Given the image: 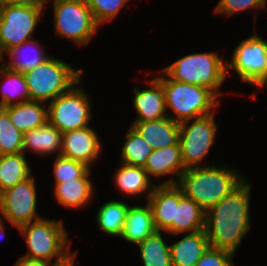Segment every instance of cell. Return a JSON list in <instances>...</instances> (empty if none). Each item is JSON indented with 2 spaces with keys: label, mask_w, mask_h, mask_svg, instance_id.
Here are the masks:
<instances>
[{
  "label": "cell",
  "mask_w": 267,
  "mask_h": 266,
  "mask_svg": "<svg viewBox=\"0 0 267 266\" xmlns=\"http://www.w3.org/2000/svg\"><path fill=\"white\" fill-rule=\"evenodd\" d=\"M246 178L205 213V231L211 247L235 254L250 230L251 184Z\"/></svg>",
  "instance_id": "6da1fadb"
},
{
  "label": "cell",
  "mask_w": 267,
  "mask_h": 266,
  "mask_svg": "<svg viewBox=\"0 0 267 266\" xmlns=\"http://www.w3.org/2000/svg\"><path fill=\"white\" fill-rule=\"evenodd\" d=\"M205 165L186 169L177 186L205 212L229 195L245 177L235 168Z\"/></svg>",
  "instance_id": "7a4b0ae2"
},
{
  "label": "cell",
  "mask_w": 267,
  "mask_h": 266,
  "mask_svg": "<svg viewBox=\"0 0 267 266\" xmlns=\"http://www.w3.org/2000/svg\"><path fill=\"white\" fill-rule=\"evenodd\" d=\"M17 230L27 243L28 253L23 257L49 263L56 258L54 265L63 266L77 255L76 252H71L68 231L61 219L41 218L20 226Z\"/></svg>",
  "instance_id": "3957f363"
},
{
  "label": "cell",
  "mask_w": 267,
  "mask_h": 266,
  "mask_svg": "<svg viewBox=\"0 0 267 266\" xmlns=\"http://www.w3.org/2000/svg\"><path fill=\"white\" fill-rule=\"evenodd\" d=\"M157 78L163 85L166 110L173 113L167 115L178 123L214 113L221 102L202 86L174 81L166 74Z\"/></svg>",
  "instance_id": "277c9868"
},
{
  "label": "cell",
  "mask_w": 267,
  "mask_h": 266,
  "mask_svg": "<svg viewBox=\"0 0 267 266\" xmlns=\"http://www.w3.org/2000/svg\"><path fill=\"white\" fill-rule=\"evenodd\" d=\"M226 62L216 52L194 53L178 59L160 72L174 81L207 88L219 99L222 95L219 89L227 78Z\"/></svg>",
  "instance_id": "5b68a950"
},
{
  "label": "cell",
  "mask_w": 267,
  "mask_h": 266,
  "mask_svg": "<svg viewBox=\"0 0 267 266\" xmlns=\"http://www.w3.org/2000/svg\"><path fill=\"white\" fill-rule=\"evenodd\" d=\"M72 66L51 56L32 70L23 73L30 100L53 101L81 82L84 70H76Z\"/></svg>",
  "instance_id": "8992f818"
},
{
  "label": "cell",
  "mask_w": 267,
  "mask_h": 266,
  "mask_svg": "<svg viewBox=\"0 0 267 266\" xmlns=\"http://www.w3.org/2000/svg\"><path fill=\"white\" fill-rule=\"evenodd\" d=\"M53 10L56 35L78 46L87 45L99 28L86 0H54Z\"/></svg>",
  "instance_id": "52a82bcc"
},
{
  "label": "cell",
  "mask_w": 267,
  "mask_h": 266,
  "mask_svg": "<svg viewBox=\"0 0 267 266\" xmlns=\"http://www.w3.org/2000/svg\"><path fill=\"white\" fill-rule=\"evenodd\" d=\"M77 85L48 101V122L62 133L88 127L92 120L90 97Z\"/></svg>",
  "instance_id": "ba28073f"
},
{
  "label": "cell",
  "mask_w": 267,
  "mask_h": 266,
  "mask_svg": "<svg viewBox=\"0 0 267 266\" xmlns=\"http://www.w3.org/2000/svg\"><path fill=\"white\" fill-rule=\"evenodd\" d=\"M213 114L179 123V143L185 169L204 167L201 162L213 146L218 128Z\"/></svg>",
  "instance_id": "9c48e42d"
},
{
  "label": "cell",
  "mask_w": 267,
  "mask_h": 266,
  "mask_svg": "<svg viewBox=\"0 0 267 266\" xmlns=\"http://www.w3.org/2000/svg\"><path fill=\"white\" fill-rule=\"evenodd\" d=\"M226 63L227 72L233 68L241 81L267 89V41L257 34L242 40Z\"/></svg>",
  "instance_id": "30bf717a"
},
{
  "label": "cell",
  "mask_w": 267,
  "mask_h": 266,
  "mask_svg": "<svg viewBox=\"0 0 267 266\" xmlns=\"http://www.w3.org/2000/svg\"><path fill=\"white\" fill-rule=\"evenodd\" d=\"M43 8L9 5L0 7V47L3 54L32 39Z\"/></svg>",
  "instance_id": "8fae6325"
},
{
  "label": "cell",
  "mask_w": 267,
  "mask_h": 266,
  "mask_svg": "<svg viewBox=\"0 0 267 266\" xmlns=\"http://www.w3.org/2000/svg\"><path fill=\"white\" fill-rule=\"evenodd\" d=\"M35 177L19 182L0 194V213L17 229L41 219L37 211Z\"/></svg>",
  "instance_id": "7c38bea8"
},
{
  "label": "cell",
  "mask_w": 267,
  "mask_h": 266,
  "mask_svg": "<svg viewBox=\"0 0 267 266\" xmlns=\"http://www.w3.org/2000/svg\"><path fill=\"white\" fill-rule=\"evenodd\" d=\"M99 135L91 127H84L62 134L61 156L82 162L91 168L99 155L101 143Z\"/></svg>",
  "instance_id": "4fadbf2b"
},
{
  "label": "cell",
  "mask_w": 267,
  "mask_h": 266,
  "mask_svg": "<svg viewBox=\"0 0 267 266\" xmlns=\"http://www.w3.org/2000/svg\"><path fill=\"white\" fill-rule=\"evenodd\" d=\"M149 89L134 87L133 106L137 117L134 121H153L168 117L165 105V93L161 81L155 77L148 80Z\"/></svg>",
  "instance_id": "5bb4252c"
},
{
  "label": "cell",
  "mask_w": 267,
  "mask_h": 266,
  "mask_svg": "<svg viewBox=\"0 0 267 266\" xmlns=\"http://www.w3.org/2000/svg\"><path fill=\"white\" fill-rule=\"evenodd\" d=\"M143 168L150 179L151 176L162 177L175 174L176 178L178 177L176 180L169 178L160 185H177L181 174L186 170L181 158L180 143L161 149H153Z\"/></svg>",
  "instance_id": "9a60e30c"
},
{
  "label": "cell",
  "mask_w": 267,
  "mask_h": 266,
  "mask_svg": "<svg viewBox=\"0 0 267 266\" xmlns=\"http://www.w3.org/2000/svg\"><path fill=\"white\" fill-rule=\"evenodd\" d=\"M205 211L192 199L185 196L175 185V213L173 224L166 232L170 235L193 233L205 230Z\"/></svg>",
  "instance_id": "2e32d148"
},
{
  "label": "cell",
  "mask_w": 267,
  "mask_h": 266,
  "mask_svg": "<svg viewBox=\"0 0 267 266\" xmlns=\"http://www.w3.org/2000/svg\"><path fill=\"white\" fill-rule=\"evenodd\" d=\"M131 127L153 149L176 145L179 142V123L170 117L153 121H132Z\"/></svg>",
  "instance_id": "e0dca14e"
},
{
  "label": "cell",
  "mask_w": 267,
  "mask_h": 266,
  "mask_svg": "<svg viewBox=\"0 0 267 266\" xmlns=\"http://www.w3.org/2000/svg\"><path fill=\"white\" fill-rule=\"evenodd\" d=\"M169 246L172 266H195L210 244L206 231L199 230Z\"/></svg>",
  "instance_id": "ac0fdd59"
},
{
  "label": "cell",
  "mask_w": 267,
  "mask_h": 266,
  "mask_svg": "<svg viewBox=\"0 0 267 266\" xmlns=\"http://www.w3.org/2000/svg\"><path fill=\"white\" fill-rule=\"evenodd\" d=\"M62 134L47 121L44 125L23 133L22 151L25 155L30 150L41 156L57 152L59 156L62 150Z\"/></svg>",
  "instance_id": "d6986e66"
},
{
  "label": "cell",
  "mask_w": 267,
  "mask_h": 266,
  "mask_svg": "<svg viewBox=\"0 0 267 266\" xmlns=\"http://www.w3.org/2000/svg\"><path fill=\"white\" fill-rule=\"evenodd\" d=\"M147 201L152 209L156 230L167 232L174 219L175 185H160L158 183Z\"/></svg>",
  "instance_id": "ffe728a7"
},
{
  "label": "cell",
  "mask_w": 267,
  "mask_h": 266,
  "mask_svg": "<svg viewBox=\"0 0 267 266\" xmlns=\"http://www.w3.org/2000/svg\"><path fill=\"white\" fill-rule=\"evenodd\" d=\"M156 231L151 206L130 205L120 237L137 245Z\"/></svg>",
  "instance_id": "44dd1931"
},
{
  "label": "cell",
  "mask_w": 267,
  "mask_h": 266,
  "mask_svg": "<svg viewBox=\"0 0 267 266\" xmlns=\"http://www.w3.org/2000/svg\"><path fill=\"white\" fill-rule=\"evenodd\" d=\"M54 187L57 202L71 209L85 207L94 197V186L89 177L55 183Z\"/></svg>",
  "instance_id": "7402d4cb"
},
{
  "label": "cell",
  "mask_w": 267,
  "mask_h": 266,
  "mask_svg": "<svg viewBox=\"0 0 267 266\" xmlns=\"http://www.w3.org/2000/svg\"><path fill=\"white\" fill-rule=\"evenodd\" d=\"M121 163L114 175V184L118 191L128 196H137L147 192L148 196L153 192L156 184H152L143 167Z\"/></svg>",
  "instance_id": "603a6c76"
},
{
  "label": "cell",
  "mask_w": 267,
  "mask_h": 266,
  "mask_svg": "<svg viewBox=\"0 0 267 266\" xmlns=\"http://www.w3.org/2000/svg\"><path fill=\"white\" fill-rule=\"evenodd\" d=\"M41 101L29 100L4 109L10 116L12 124L22 133L44 125L48 121L47 106H42ZM46 109H45V108Z\"/></svg>",
  "instance_id": "cb8c5ba5"
},
{
  "label": "cell",
  "mask_w": 267,
  "mask_h": 266,
  "mask_svg": "<svg viewBox=\"0 0 267 266\" xmlns=\"http://www.w3.org/2000/svg\"><path fill=\"white\" fill-rule=\"evenodd\" d=\"M35 39H31L19 46L9 49L4 53L10 56V62L2 63L8 69L25 73L43 63L50 57L43 51Z\"/></svg>",
  "instance_id": "d4e9b609"
},
{
  "label": "cell",
  "mask_w": 267,
  "mask_h": 266,
  "mask_svg": "<svg viewBox=\"0 0 267 266\" xmlns=\"http://www.w3.org/2000/svg\"><path fill=\"white\" fill-rule=\"evenodd\" d=\"M0 76L5 79L3 84L0 85V94L2 96L0 108L30 100V93L23 73L8 69L0 64Z\"/></svg>",
  "instance_id": "484cf974"
},
{
  "label": "cell",
  "mask_w": 267,
  "mask_h": 266,
  "mask_svg": "<svg viewBox=\"0 0 267 266\" xmlns=\"http://www.w3.org/2000/svg\"><path fill=\"white\" fill-rule=\"evenodd\" d=\"M25 156L23 152L0 155V194L32 175Z\"/></svg>",
  "instance_id": "4316f807"
},
{
  "label": "cell",
  "mask_w": 267,
  "mask_h": 266,
  "mask_svg": "<svg viewBox=\"0 0 267 266\" xmlns=\"http://www.w3.org/2000/svg\"><path fill=\"white\" fill-rule=\"evenodd\" d=\"M129 207L125 202L119 200L107 201L99 207L96 221L102 232L109 236L120 237Z\"/></svg>",
  "instance_id": "83f0119b"
},
{
  "label": "cell",
  "mask_w": 267,
  "mask_h": 266,
  "mask_svg": "<svg viewBox=\"0 0 267 266\" xmlns=\"http://www.w3.org/2000/svg\"><path fill=\"white\" fill-rule=\"evenodd\" d=\"M137 246L144 266H172L170 246L163 240L161 231H156Z\"/></svg>",
  "instance_id": "f1b7e54d"
},
{
  "label": "cell",
  "mask_w": 267,
  "mask_h": 266,
  "mask_svg": "<svg viewBox=\"0 0 267 266\" xmlns=\"http://www.w3.org/2000/svg\"><path fill=\"white\" fill-rule=\"evenodd\" d=\"M153 148L131 126L126 132V141L121 150L122 163L144 167Z\"/></svg>",
  "instance_id": "f546056e"
},
{
  "label": "cell",
  "mask_w": 267,
  "mask_h": 266,
  "mask_svg": "<svg viewBox=\"0 0 267 266\" xmlns=\"http://www.w3.org/2000/svg\"><path fill=\"white\" fill-rule=\"evenodd\" d=\"M23 133L10 121L4 108H0V155L18 154L22 151Z\"/></svg>",
  "instance_id": "4dcf8cb0"
},
{
  "label": "cell",
  "mask_w": 267,
  "mask_h": 266,
  "mask_svg": "<svg viewBox=\"0 0 267 266\" xmlns=\"http://www.w3.org/2000/svg\"><path fill=\"white\" fill-rule=\"evenodd\" d=\"M56 157L53 164L56 183H62L79 177H89L91 168L86 164L61 155Z\"/></svg>",
  "instance_id": "1f68e13d"
},
{
  "label": "cell",
  "mask_w": 267,
  "mask_h": 266,
  "mask_svg": "<svg viewBox=\"0 0 267 266\" xmlns=\"http://www.w3.org/2000/svg\"><path fill=\"white\" fill-rule=\"evenodd\" d=\"M129 0H86L95 22L100 26L112 21Z\"/></svg>",
  "instance_id": "d6a6232c"
},
{
  "label": "cell",
  "mask_w": 267,
  "mask_h": 266,
  "mask_svg": "<svg viewBox=\"0 0 267 266\" xmlns=\"http://www.w3.org/2000/svg\"><path fill=\"white\" fill-rule=\"evenodd\" d=\"M264 9L261 0H219L214 13L230 15L245 11L248 9Z\"/></svg>",
  "instance_id": "836d02e7"
},
{
  "label": "cell",
  "mask_w": 267,
  "mask_h": 266,
  "mask_svg": "<svg viewBox=\"0 0 267 266\" xmlns=\"http://www.w3.org/2000/svg\"><path fill=\"white\" fill-rule=\"evenodd\" d=\"M235 254L209 246L195 266H235Z\"/></svg>",
  "instance_id": "e575fe53"
},
{
  "label": "cell",
  "mask_w": 267,
  "mask_h": 266,
  "mask_svg": "<svg viewBox=\"0 0 267 266\" xmlns=\"http://www.w3.org/2000/svg\"><path fill=\"white\" fill-rule=\"evenodd\" d=\"M48 0H0L1 6L9 5H19V6H33L38 8H43L45 10V5Z\"/></svg>",
  "instance_id": "d590c367"
},
{
  "label": "cell",
  "mask_w": 267,
  "mask_h": 266,
  "mask_svg": "<svg viewBox=\"0 0 267 266\" xmlns=\"http://www.w3.org/2000/svg\"><path fill=\"white\" fill-rule=\"evenodd\" d=\"M14 266H55L54 263H49L42 260L29 259L21 257L18 259Z\"/></svg>",
  "instance_id": "8d00e7d4"
},
{
  "label": "cell",
  "mask_w": 267,
  "mask_h": 266,
  "mask_svg": "<svg viewBox=\"0 0 267 266\" xmlns=\"http://www.w3.org/2000/svg\"><path fill=\"white\" fill-rule=\"evenodd\" d=\"M3 220L2 216H0V239L5 236V225Z\"/></svg>",
  "instance_id": "74e56055"
},
{
  "label": "cell",
  "mask_w": 267,
  "mask_h": 266,
  "mask_svg": "<svg viewBox=\"0 0 267 266\" xmlns=\"http://www.w3.org/2000/svg\"><path fill=\"white\" fill-rule=\"evenodd\" d=\"M3 59H4V54H3V51H2V49L0 47V61L1 60L3 61Z\"/></svg>",
  "instance_id": "f35d334b"
},
{
  "label": "cell",
  "mask_w": 267,
  "mask_h": 266,
  "mask_svg": "<svg viewBox=\"0 0 267 266\" xmlns=\"http://www.w3.org/2000/svg\"><path fill=\"white\" fill-rule=\"evenodd\" d=\"M262 1V4L264 6V9L266 8V4H267V0H261Z\"/></svg>",
  "instance_id": "ab89813d"
}]
</instances>
